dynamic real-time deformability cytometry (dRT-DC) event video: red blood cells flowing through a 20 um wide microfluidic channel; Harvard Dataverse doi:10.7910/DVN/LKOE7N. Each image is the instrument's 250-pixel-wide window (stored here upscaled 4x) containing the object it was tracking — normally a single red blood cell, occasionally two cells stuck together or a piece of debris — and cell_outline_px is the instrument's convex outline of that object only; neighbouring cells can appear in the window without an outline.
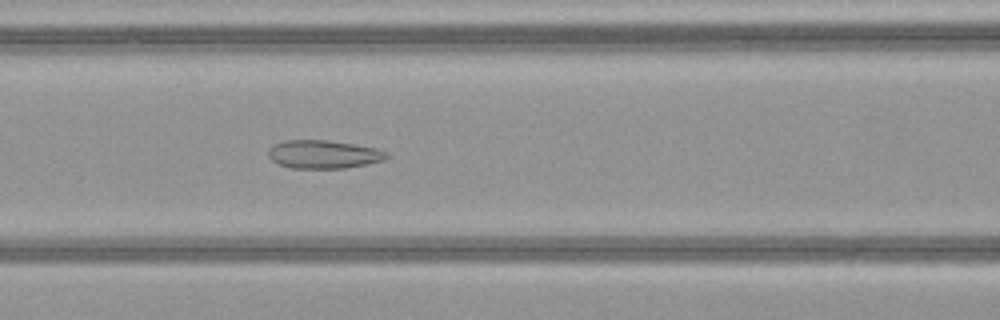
{"species": "common noctule bat (a hibernating species)", "species_latin": "Nyctalus noctula", "temperature_condition": "warm", "stored_images_in_passage": 49, "camera_frame_rate_fps": 3000, "um_per_image_px": 0.085, "animal": {"sex": "female", "body_mass_g": 21.9}, "frame": {"image": 1, "passage_image": 23, "time_ms": 7.333, "image_size_px": [1000, 320], "cell_outline_px": [[388, 156], [384, 160], [368, 164], [344, 168], [292, 168], [276, 164], [268, 156], [268, 148], [272, 144], [284, 140], [328, 140], [376, 148], [388, 152]], "centroid_in_image_um": [27.46, 13.11], "position_along_channel_um": 139.1, "area_um2": 19.65}}
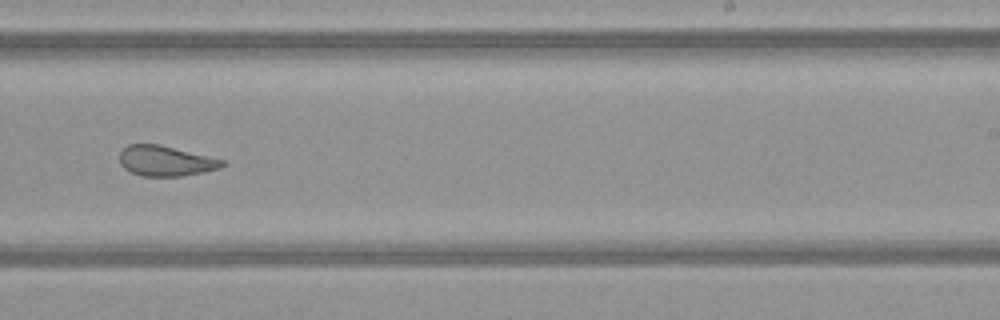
{"frame": {"image": 2, "passage_image": 33, "time_ms": 10.667, "image_size_px": [1000, 320], "cell_outline_px": [[224, 164], [220, 168], [180, 176], [140, 176], [124, 168], [120, 164], [120, 152], [128, 144], [160, 144], [224, 160]], "centroid_in_image_um": [14.04, 13.67], "position_along_channel_um": 275.0, "area_um2": 17.92}}
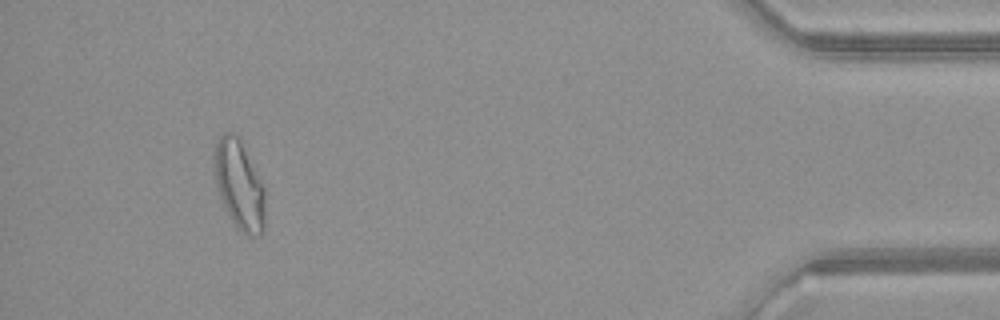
{"frame": {"image": 3, "passage_image": 48, "time_ms": 15.667, "image_size_px": [1000, 320], "cell_outline_px": [[264, 228], [260, 236], [252, 236], [236, 228], [224, 208], [220, 196], [212, 164], [212, 148], [220, 136], [224, 132], [236, 132], [240, 136], [264, 188]], "centroid_in_image_um": [20.3, 15.65], "position_along_channel_um": 414.9, "area_um2": 26.82}}